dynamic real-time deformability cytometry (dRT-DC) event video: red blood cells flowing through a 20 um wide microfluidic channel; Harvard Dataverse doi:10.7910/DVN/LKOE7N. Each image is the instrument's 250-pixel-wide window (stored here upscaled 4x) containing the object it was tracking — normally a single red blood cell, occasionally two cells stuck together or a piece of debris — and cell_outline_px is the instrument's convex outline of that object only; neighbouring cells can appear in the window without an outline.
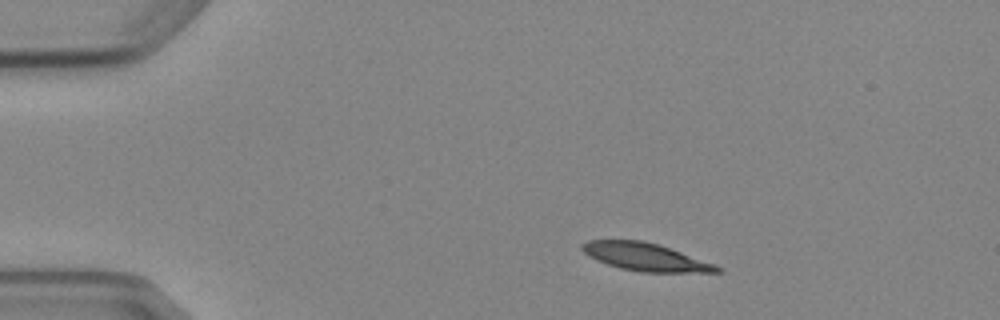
{"species": "Egyptian fruit bat (a non-hibernating species)", "species_latin": "Rousettus aegyptiacus", "temperature_condition": "cold", "stored_images_in_passage": 4, "camera_frame_rate_fps": 3000, "um_per_image_px": 0.085, "animal": {"sex": "female"}, "frame": {"image": 1, "passage_image": 1, "time_ms": 0.0, "image_size_px": [1000, 320], "cell_outline_px": [[724, 272], [640, 272], [620, 268], [596, 260], [588, 256], [580, 248], [580, 244], [588, 240], [644, 240], [716, 264], [724, 268]], "centroid_in_image_um": [54.85, 21.84], "position_along_channel_um": 30.1, "area_um2": 21.79}}
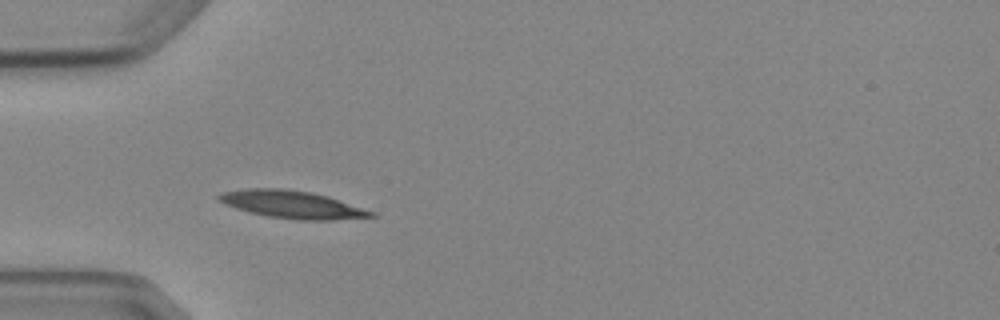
{"frame": {"image": 2, "passage_image": 3, "time_ms": 2.333, "image_size_px": [1000, 320], "cell_outline_px": [[376, 216], [332, 220], [296, 220], [268, 216], [236, 208], [220, 200], [216, 196], [224, 192], [248, 188], [284, 188], [312, 192], [328, 196], [376, 212]], "centroid_in_image_um": [24.9, 17.38], "position_along_channel_um": 60.1, "area_um2": 24.28}}
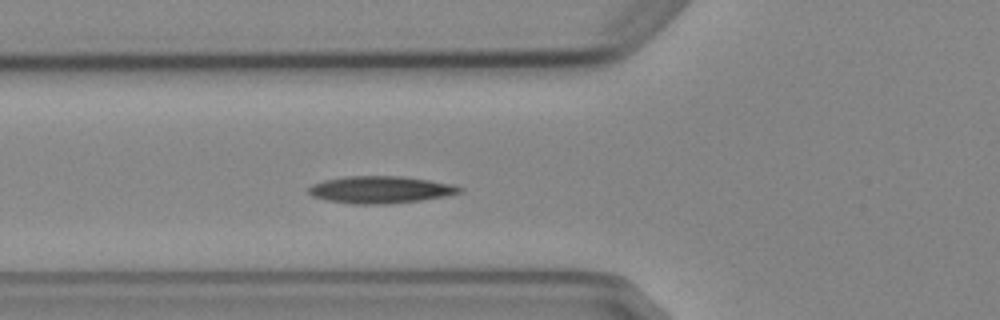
{"frame": {"image": 3, "passage_image": 4, "time_ms": 3.333, "image_size_px": [1000, 320], "cell_outline_px": [[464, 192], [444, 196], [420, 200], [388, 204], [352, 204], [328, 200], [312, 196], [308, 192], [308, 188], [312, 184], [324, 180], [344, 176], [400, 176], [428, 180], [452, 184], [464, 188]], "centroid_in_image_um": [32.34, 16.12], "position_along_channel_um": 93.5, "area_um2": 23.87}}